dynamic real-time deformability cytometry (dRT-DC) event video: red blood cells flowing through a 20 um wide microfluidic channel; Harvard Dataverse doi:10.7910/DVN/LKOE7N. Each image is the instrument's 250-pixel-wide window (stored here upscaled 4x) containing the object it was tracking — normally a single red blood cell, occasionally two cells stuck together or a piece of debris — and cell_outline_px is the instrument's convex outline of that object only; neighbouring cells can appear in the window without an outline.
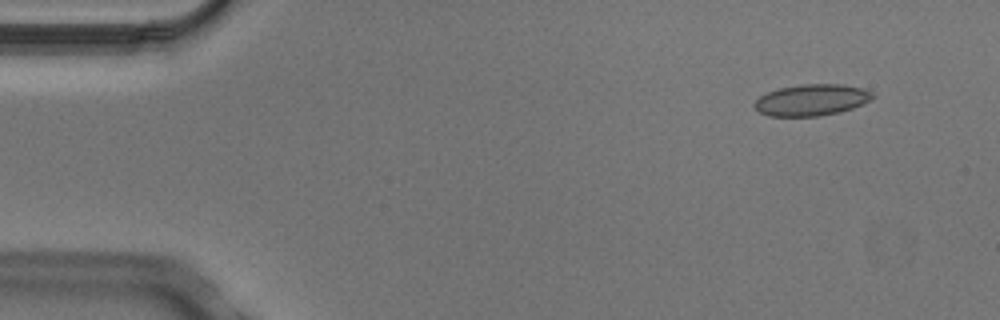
{"species": "Egyptian fruit bat (a non-hibernating species)", "species_latin": "Rousettus aegyptiacus", "temperature_condition": "cold", "stored_images_in_passage": 4, "camera_frame_rate_fps": 3000, "um_per_image_px": 0.085, "animal": {"sex": "male"}, "frame": {"image": 1, "passage_image": 1, "time_ms": 0.0, "image_size_px": [1000, 320], "cell_outline_px": [[876, 96], [872, 100], [852, 108], [840, 112], [820, 116], [768, 116], [760, 112], [752, 104], [760, 96], [776, 88], [800, 84], [844, 84], [864, 88], [872, 92]], "centroid_in_image_um": [69.01, 8.49], "position_along_channel_um": 16.0, "area_um2": 21.91}}
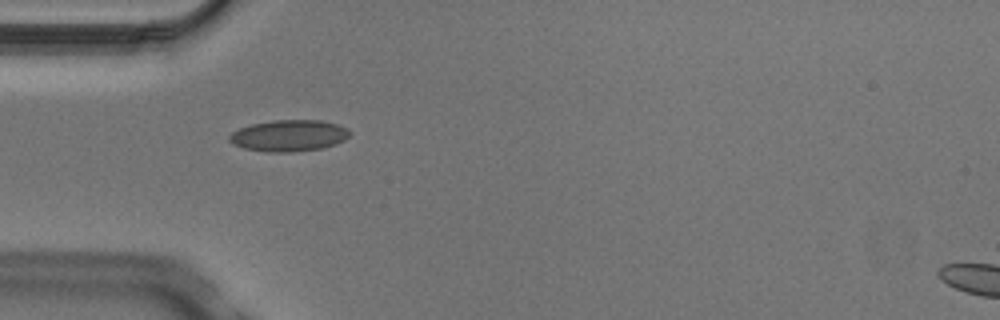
{"frame": {"image": 2, "passage_image": 4, "time_ms": 1.0, "image_size_px": [1000, 320], "cell_outline_px": [[352, 132], [344, 140], [336, 144], [320, 148], [292, 152], [264, 152], [244, 148], [232, 144], [228, 140], [228, 136], [232, 132], [240, 128], [252, 124], [272, 120], [320, 120], [336, 124], [348, 128]], "centroid_in_image_um": [24.54, 11.53], "position_along_channel_um": 60.5, "area_um2": 22.14}}